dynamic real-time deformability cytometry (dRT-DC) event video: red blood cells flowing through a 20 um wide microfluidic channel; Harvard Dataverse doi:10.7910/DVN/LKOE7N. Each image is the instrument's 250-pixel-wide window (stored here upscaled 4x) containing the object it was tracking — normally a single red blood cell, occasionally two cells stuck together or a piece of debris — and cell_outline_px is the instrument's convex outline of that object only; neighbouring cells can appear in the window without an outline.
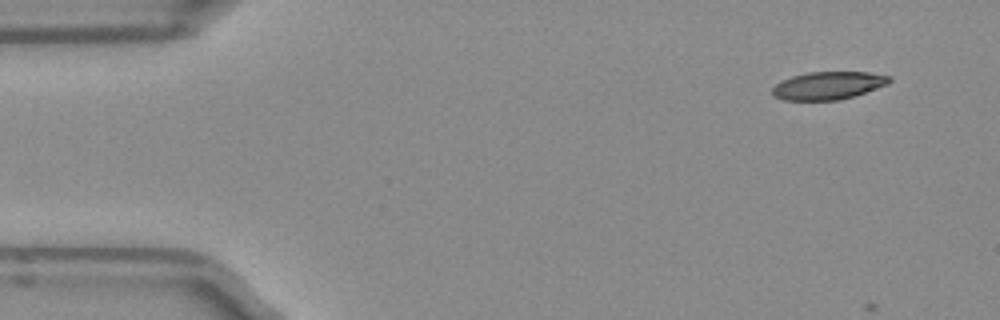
{"species": "Egyptian fruit bat (a non-hibernating species)", "species_latin": "Rousettus aegyptiacus", "temperature_condition": "room temperature", "stored_images_in_passage": 3, "camera_frame_rate_fps": 3000, "um_per_image_px": 0.085, "frame": {"image": 1, "passage_image": 1, "time_ms": 0.0, "image_size_px": [1000, 320], "cell_outline_px": [[892, 80], [888, 84], [840, 100], [784, 100], [772, 96], [772, 88], [776, 84], [792, 76], [808, 72], [868, 72], [892, 76]], "centroid_in_image_um": [70.39, 7.27], "position_along_channel_um": 14.6, "area_um2": 18.9}}